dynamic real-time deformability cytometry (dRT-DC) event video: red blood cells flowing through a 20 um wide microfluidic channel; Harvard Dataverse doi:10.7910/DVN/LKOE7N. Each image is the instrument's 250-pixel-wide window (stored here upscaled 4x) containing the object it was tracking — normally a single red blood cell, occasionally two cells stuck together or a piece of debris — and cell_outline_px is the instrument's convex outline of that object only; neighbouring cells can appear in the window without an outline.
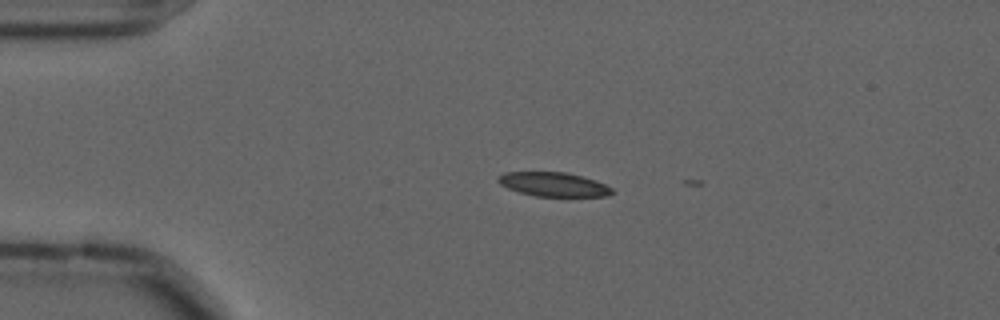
{"species": "common noctule bat (a hibernating species)", "species_latin": "Nyctalus noctula", "temperature_condition": "cold", "stored_images_in_passage": 2, "camera_frame_rate_fps": 3000, "um_per_image_px": 0.085, "animal": {"sex": "male", "forearm_length_mm": 52.5}, "frame": {"image": 1, "passage_image": 1, "time_ms": 0.0, "image_size_px": [1000, 320], "cell_outline_px": [[616, 192], [608, 196], [536, 196], [520, 192], [508, 188], [500, 184], [496, 180], [504, 172], [564, 172], [596, 180], [612, 188]], "centroid_in_image_um": [47.07, 15.67], "position_along_channel_um": 37.9, "area_um2": 15.9}}